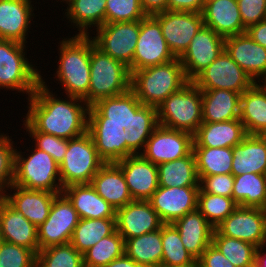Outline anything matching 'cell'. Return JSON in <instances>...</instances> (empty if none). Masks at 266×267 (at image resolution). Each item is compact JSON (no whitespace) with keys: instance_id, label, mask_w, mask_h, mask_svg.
I'll return each mask as SVG.
<instances>
[{"instance_id":"d4e9b609","label":"cell","mask_w":266,"mask_h":267,"mask_svg":"<svg viewBox=\"0 0 266 267\" xmlns=\"http://www.w3.org/2000/svg\"><path fill=\"white\" fill-rule=\"evenodd\" d=\"M179 231L185 249L198 260L206 248L212 244L215 228L198 209L185 214L172 223Z\"/></svg>"},{"instance_id":"ba28073f","label":"cell","mask_w":266,"mask_h":267,"mask_svg":"<svg viewBox=\"0 0 266 267\" xmlns=\"http://www.w3.org/2000/svg\"><path fill=\"white\" fill-rule=\"evenodd\" d=\"M27 47L20 42L0 39V88L26 94V99L41 82V71L26 56Z\"/></svg>"},{"instance_id":"60d3db41","label":"cell","mask_w":266,"mask_h":267,"mask_svg":"<svg viewBox=\"0 0 266 267\" xmlns=\"http://www.w3.org/2000/svg\"><path fill=\"white\" fill-rule=\"evenodd\" d=\"M237 207L238 204L233 198L205 193L201 189L199 190L197 209L214 228Z\"/></svg>"},{"instance_id":"6da1fadb","label":"cell","mask_w":266,"mask_h":267,"mask_svg":"<svg viewBox=\"0 0 266 267\" xmlns=\"http://www.w3.org/2000/svg\"><path fill=\"white\" fill-rule=\"evenodd\" d=\"M42 76L24 113L36 131L69 140L84 135L101 119L83 99L69 95L63 99L53 93Z\"/></svg>"},{"instance_id":"680465c9","label":"cell","mask_w":266,"mask_h":267,"mask_svg":"<svg viewBox=\"0 0 266 267\" xmlns=\"http://www.w3.org/2000/svg\"><path fill=\"white\" fill-rule=\"evenodd\" d=\"M62 1H63V2H62ZM67 1H68V0H60V3L62 2V3H65V5H66ZM56 2H59V0H58V1L56 0Z\"/></svg>"},{"instance_id":"7402d4cb","label":"cell","mask_w":266,"mask_h":267,"mask_svg":"<svg viewBox=\"0 0 266 267\" xmlns=\"http://www.w3.org/2000/svg\"><path fill=\"white\" fill-rule=\"evenodd\" d=\"M0 231L5 242L39 251L37 227L5 198L0 200Z\"/></svg>"},{"instance_id":"d590c367","label":"cell","mask_w":266,"mask_h":267,"mask_svg":"<svg viewBox=\"0 0 266 267\" xmlns=\"http://www.w3.org/2000/svg\"><path fill=\"white\" fill-rule=\"evenodd\" d=\"M116 230V218L80 219L70 243L82 255Z\"/></svg>"},{"instance_id":"ffe728a7","label":"cell","mask_w":266,"mask_h":267,"mask_svg":"<svg viewBox=\"0 0 266 267\" xmlns=\"http://www.w3.org/2000/svg\"><path fill=\"white\" fill-rule=\"evenodd\" d=\"M224 50L254 82L266 81V48L247 33L226 37Z\"/></svg>"},{"instance_id":"ee69618b","label":"cell","mask_w":266,"mask_h":267,"mask_svg":"<svg viewBox=\"0 0 266 267\" xmlns=\"http://www.w3.org/2000/svg\"><path fill=\"white\" fill-rule=\"evenodd\" d=\"M146 16L140 0H106L105 23L141 21Z\"/></svg>"},{"instance_id":"83f0119b","label":"cell","mask_w":266,"mask_h":267,"mask_svg":"<svg viewBox=\"0 0 266 267\" xmlns=\"http://www.w3.org/2000/svg\"><path fill=\"white\" fill-rule=\"evenodd\" d=\"M62 193L71 202L80 219L116 218V210L106 202L91 184H71Z\"/></svg>"},{"instance_id":"f1b7e54d","label":"cell","mask_w":266,"mask_h":267,"mask_svg":"<svg viewBox=\"0 0 266 267\" xmlns=\"http://www.w3.org/2000/svg\"><path fill=\"white\" fill-rule=\"evenodd\" d=\"M245 173L266 175V139L263 135H247L233 147V176Z\"/></svg>"},{"instance_id":"c3c4849f","label":"cell","mask_w":266,"mask_h":267,"mask_svg":"<svg viewBox=\"0 0 266 267\" xmlns=\"http://www.w3.org/2000/svg\"><path fill=\"white\" fill-rule=\"evenodd\" d=\"M237 3L246 28L266 19V0H237Z\"/></svg>"},{"instance_id":"52a82bcc","label":"cell","mask_w":266,"mask_h":267,"mask_svg":"<svg viewBox=\"0 0 266 267\" xmlns=\"http://www.w3.org/2000/svg\"><path fill=\"white\" fill-rule=\"evenodd\" d=\"M154 123L194 135L202 124V90L192 81L169 95L148 116Z\"/></svg>"},{"instance_id":"cb8c5ba5","label":"cell","mask_w":266,"mask_h":267,"mask_svg":"<svg viewBox=\"0 0 266 267\" xmlns=\"http://www.w3.org/2000/svg\"><path fill=\"white\" fill-rule=\"evenodd\" d=\"M90 184L115 210L133 201L121 168L111 158L92 177Z\"/></svg>"},{"instance_id":"f546056e","label":"cell","mask_w":266,"mask_h":267,"mask_svg":"<svg viewBox=\"0 0 266 267\" xmlns=\"http://www.w3.org/2000/svg\"><path fill=\"white\" fill-rule=\"evenodd\" d=\"M240 121L249 135L266 133V84L255 82L241 94Z\"/></svg>"},{"instance_id":"91938a15","label":"cell","mask_w":266,"mask_h":267,"mask_svg":"<svg viewBox=\"0 0 266 267\" xmlns=\"http://www.w3.org/2000/svg\"><path fill=\"white\" fill-rule=\"evenodd\" d=\"M212 1H215V0H204V5H205L206 3H209V2H212Z\"/></svg>"},{"instance_id":"3957f363","label":"cell","mask_w":266,"mask_h":267,"mask_svg":"<svg viewBox=\"0 0 266 267\" xmlns=\"http://www.w3.org/2000/svg\"><path fill=\"white\" fill-rule=\"evenodd\" d=\"M131 72L99 50L90 34V87L83 100L101 117L119 120L128 107Z\"/></svg>"},{"instance_id":"681fc988","label":"cell","mask_w":266,"mask_h":267,"mask_svg":"<svg viewBox=\"0 0 266 267\" xmlns=\"http://www.w3.org/2000/svg\"><path fill=\"white\" fill-rule=\"evenodd\" d=\"M198 267H235L230 261L213 245L210 244L197 260Z\"/></svg>"},{"instance_id":"7c38bea8","label":"cell","mask_w":266,"mask_h":267,"mask_svg":"<svg viewBox=\"0 0 266 267\" xmlns=\"http://www.w3.org/2000/svg\"><path fill=\"white\" fill-rule=\"evenodd\" d=\"M80 217L71 202L63 194H58L46 221L37 227L39 250L66 244L71 241Z\"/></svg>"},{"instance_id":"d6a6232c","label":"cell","mask_w":266,"mask_h":267,"mask_svg":"<svg viewBox=\"0 0 266 267\" xmlns=\"http://www.w3.org/2000/svg\"><path fill=\"white\" fill-rule=\"evenodd\" d=\"M157 167L159 186L161 187L199 186V177L192 151L185 157L160 163Z\"/></svg>"},{"instance_id":"6f0895ef","label":"cell","mask_w":266,"mask_h":267,"mask_svg":"<svg viewBox=\"0 0 266 267\" xmlns=\"http://www.w3.org/2000/svg\"><path fill=\"white\" fill-rule=\"evenodd\" d=\"M2 242H3V239H2V233H1V231H0V245L2 244Z\"/></svg>"},{"instance_id":"f35d334b","label":"cell","mask_w":266,"mask_h":267,"mask_svg":"<svg viewBox=\"0 0 266 267\" xmlns=\"http://www.w3.org/2000/svg\"><path fill=\"white\" fill-rule=\"evenodd\" d=\"M212 244L235 267H255L256 246L249 242L221 235L216 229L213 232Z\"/></svg>"},{"instance_id":"4316f807","label":"cell","mask_w":266,"mask_h":267,"mask_svg":"<svg viewBox=\"0 0 266 267\" xmlns=\"http://www.w3.org/2000/svg\"><path fill=\"white\" fill-rule=\"evenodd\" d=\"M247 135L240 119L214 123L202 122L193 135V147L233 148Z\"/></svg>"},{"instance_id":"484cf974","label":"cell","mask_w":266,"mask_h":267,"mask_svg":"<svg viewBox=\"0 0 266 267\" xmlns=\"http://www.w3.org/2000/svg\"><path fill=\"white\" fill-rule=\"evenodd\" d=\"M204 25L226 38L246 33L237 0H215L202 11Z\"/></svg>"},{"instance_id":"7dc6e473","label":"cell","mask_w":266,"mask_h":267,"mask_svg":"<svg viewBox=\"0 0 266 267\" xmlns=\"http://www.w3.org/2000/svg\"><path fill=\"white\" fill-rule=\"evenodd\" d=\"M198 177L199 186L203 192L232 198L234 185V176L232 174H217L213 176Z\"/></svg>"},{"instance_id":"9c48e42d","label":"cell","mask_w":266,"mask_h":267,"mask_svg":"<svg viewBox=\"0 0 266 267\" xmlns=\"http://www.w3.org/2000/svg\"><path fill=\"white\" fill-rule=\"evenodd\" d=\"M31 146L22 152L16 149L15 177L13 185L26 189L62 193L60 168L54 158L45 151ZM27 153L29 154H26ZM27 155H25V154ZM23 154V155H22ZM25 156V157H24Z\"/></svg>"},{"instance_id":"db71d44e","label":"cell","mask_w":266,"mask_h":267,"mask_svg":"<svg viewBox=\"0 0 266 267\" xmlns=\"http://www.w3.org/2000/svg\"><path fill=\"white\" fill-rule=\"evenodd\" d=\"M103 267H144V266L137 264L133 259L124 254L123 256L114 259L108 265H105Z\"/></svg>"},{"instance_id":"8fae6325","label":"cell","mask_w":266,"mask_h":267,"mask_svg":"<svg viewBox=\"0 0 266 267\" xmlns=\"http://www.w3.org/2000/svg\"><path fill=\"white\" fill-rule=\"evenodd\" d=\"M92 32L95 35L91 36L94 45L125 64L132 73L133 54L140 33V21L105 23Z\"/></svg>"},{"instance_id":"8d00e7d4","label":"cell","mask_w":266,"mask_h":267,"mask_svg":"<svg viewBox=\"0 0 266 267\" xmlns=\"http://www.w3.org/2000/svg\"><path fill=\"white\" fill-rule=\"evenodd\" d=\"M198 176L231 174L233 148L192 147Z\"/></svg>"},{"instance_id":"816d5d0a","label":"cell","mask_w":266,"mask_h":267,"mask_svg":"<svg viewBox=\"0 0 266 267\" xmlns=\"http://www.w3.org/2000/svg\"><path fill=\"white\" fill-rule=\"evenodd\" d=\"M246 33L259 45L266 48V19L250 25Z\"/></svg>"},{"instance_id":"836d02e7","label":"cell","mask_w":266,"mask_h":267,"mask_svg":"<svg viewBox=\"0 0 266 267\" xmlns=\"http://www.w3.org/2000/svg\"><path fill=\"white\" fill-rule=\"evenodd\" d=\"M125 254L144 267H161L163 255L161 228L126 239Z\"/></svg>"},{"instance_id":"8992f818","label":"cell","mask_w":266,"mask_h":267,"mask_svg":"<svg viewBox=\"0 0 266 267\" xmlns=\"http://www.w3.org/2000/svg\"><path fill=\"white\" fill-rule=\"evenodd\" d=\"M58 45V62L54 74L65 95L83 99L90 87V35L63 37Z\"/></svg>"},{"instance_id":"d6986e66","label":"cell","mask_w":266,"mask_h":267,"mask_svg":"<svg viewBox=\"0 0 266 267\" xmlns=\"http://www.w3.org/2000/svg\"><path fill=\"white\" fill-rule=\"evenodd\" d=\"M163 224L149 200H133L116 210V230L124 240L158 230Z\"/></svg>"},{"instance_id":"4fadbf2b","label":"cell","mask_w":266,"mask_h":267,"mask_svg":"<svg viewBox=\"0 0 266 267\" xmlns=\"http://www.w3.org/2000/svg\"><path fill=\"white\" fill-rule=\"evenodd\" d=\"M192 82L199 89H224L239 94L255 83L225 50Z\"/></svg>"},{"instance_id":"ac0fdd59","label":"cell","mask_w":266,"mask_h":267,"mask_svg":"<svg viewBox=\"0 0 266 267\" xmlns=\"http://www.w3.org/2000/svg\"><path fill=\"white\" fill-rule=\"evenodd\" d=\"M200 186L161 187L152 194L149 202L164 224L173 223L197 209Z\"/></svg>"},{"instance_id":"ab89813d","label":"cell","mask_w":266,"mask_h":267,"mask_svg":"<svg viewBox=\"0 0 266 267\" xmlns=\"http://www.w3.org/2000/svg\"><path fill=\"white\" fill-rule=\"evenodd\" d=\"M125 254V240L115 230L83 254L84 267H103Z\"/></svg>"},{"instance_id":"5bb4252c","label":"cell","mask_w":266,"mask_h":267,"mask_svg":"<svg viewBox=\"0 0 266 267\" xmlns=\"http://www.w3.org/2000/svg\"><path fill=\"white\" fill-rule=\"evenodd\" d=\"M161 26L164 39L175 58H180L204 25L202 13L164 11L152 15Z\"/></svg>"},{"instance_id":"b9f144b4","label":"cell","mask_w":266,"mask_h":267,"mask_svg":"<svg viewBox=\"0 0 266 267\" xmlns=\"http://www.w3.org/2000/svg\"><path fill=\"white\" fill-rule=\"evenodd\" d=\"M37 260L44 267H84L83 255L70 242L39 250Z\"/></svg>"},{"instance_id":"277c9868","label":"cell","mask_w":266,"mask_h":267,"mask_svg":"<svg viewBox=\"0 0 266 267\" xmlns=\"http://www.w3.org/2000/svg\"><path fill=\"white\" fill-rule=\"evenodd\" d=\"M189 82L179 58L133 71L128 107L118 122L122 124L133 118L148 117L169 95Z\"/></svg>"},{"instance_id":"7a4b0ae2","label":"cell","mask_w":266,"mask_h":267,"mask_svg":"<svg viewBox=\"0 0 266 267\" xmlns=\"http://www.w3.org/2000/svg\"><path fill=\"white\" fill-rule=\"evenodd\" d=\"M121 137V124L101 118L84 135L68 140V148L59 165L62 187L90 184L92 177L110 159L114 144Z\"/></svg>"},{"instance_id":"5b68a950","label":"cell","mask_w":266,"mask_h":267,"mask_svg":"<svg viewBox=\"0 0 266 267\" xmlns=\"http://www.w3.org/2000/svg\"><path fill=\"white\" fill-rule=\"evenodd\" d=\"M121 137L144 159L155 165L185 157L193 147L191 133L160 126L148 117L123 122Z\"/></svg>"},{"instance_id":"4dcf8cb0","label":"cell","mask_w":266,"mask_h":267,"mask_svg":"<svg viewBox=\"0 0 266 267\" xmlns=\"http://www.w3.org/2000/svg\"><path fill=\"white\" fill-rule=\"evenodd\" d=\"M201 90L203 122L214 123L239 119L241 94L224 89Z\"/></svg>"},{"instance_id":"bcb514c9","label":"cell","mask_w":266,"mask_h":267,"mask_svg":"<svg viewBox=\"0 0 266 267\" xmlns=\"http://www.w3.org/2000/svg\"><path fill=\"white\" fill-rule=\"evenodd\" d=\"M37 254L29 248L3 241L0 245V267H34Z\"/></svg>"},{"instance_id":"7bdbcfd3","label":"cell","mask_w":266,"mask_h":267,"mask_svg":"<svg viewBox=\"0 0 266 267\" xmlns=\"http://www.w3.org/2000/svg\"><path fill=\"white\" fill-rule=\"evenodd\" d=\"M0 132V199H3L7 190L13 185L15 177V153L17 143L12 136Z\"/></svg>"},{"instance_id":"e0dca14e","label":"cell","mask_w":266,"mask_h":267,"mask_svg":"<svg viewBox=\"0 0 266 267\" xmlns=\"http://www.w3.org/2000/svg\"><path fill=\"white\" fill-rule=\"evenodd\" d=\"M225 49V38L203 25L192 38L189 47L179 58L185 75L192 81Z\"/></svg>"},{"instance_id":"f907efd6","label":"cell","mask_w":266,"mask_h":267,"mask_svg":"<svg viewBox=\"0 0 266 267\" xmlns=\"http://www.w3.org/2000/svg\"><path fill=\"white\" fill-rule=\"evenodd\" d=\"M204 0H167V11L202 13Z\"/></svg>"},{"instance_id":"2e32d148","label":"cell","mask_w":266,"mask_h":267,"mask_svg":"<svg viewBox=\"0 0 266 267\" xmlns=\"http://www.w3.org/2000/svg\"><path fill=\"white\" fill-rule=\"evenodd\" d=\"M215 229L223 236L262 246L266 244V209L238 206Z\"/></svg>"},{"instance_id":"74e56055","label":"cell","mask_w":266,"mask_h":267,"mask_svg":"<svg viewBox=\"0 0 266 267\" xmlns=\"http://www.w3.org/2000/svg\"><path fill=\"white\" fill-rule=\"evenodd\" d=\"M163 255L161 267L198 266L197 260L185 249L179 231L172 223L161 226Z\"/></svg>"},{"instance_id":"603a6c76","label":"cell","mask_w":266,"mask_h":267,"mask_svg":"<svg viewBox=\"0 0 266 267\" xmlns=\"http://www.w3.org/2000/svg\"><path fill=\"white\" fill-rule=\"evenodd\" d=\"M57 195V193L49 191L26 189L12 185L4 198L16 210L22 212L27 220L39 227L48 218L52 203Z\"/></svg>"},{"instance_id":"1f68e13d","label":"cell","mask_w":266,"mask_h":267,"mask_svg":"<svg viewBox=\"0 0 266 267\" xmlns=\"http://www.w3.org/2000/svg\"><path fill=\"white\" fill-rule=\"evenodd\" d=\"M66 4L63 15L71 23L70 28H78L76 35H90L105 24L106 0H68Z\"/></svg>"},{"instance_id":"9a60e30c","label":"cell","mask_w":266,"mask_h":267,"mask_svg":"<svg viewBox=\"0 0 266 267\" xmlns=\"http://www.w3.org/2000/svg\"><path fill=\"white\" fill-rule=\"evenodd\" d=\"M175 59L162 34L160 23L147 15L140 21V33L133 54L132 72Z\"/></svg>"},{"instance_id":"9f6ffc18","label":"cell","mask_w":266,"mask_h":267,"mask_svg":"<svg viewBox=\"0 0 266 267\" xmlns=\"http://www.w3.org/2000/svg\"><path fill=\"white\" fill-rule=\"evenodd\" d=\"M34 267H44V266L37 260Z\"/></svg>"},{"instance_id":"30bf717a","label":"cell","mask_w":266,"mask_h":267,"mask_svg":"<svg viewBox=\"0 0 266 267\" xmlns=\"http://www.w3.org/2000/svg\"><path fill=\"white\" fill-rule=\"evenodd\" d=\"M122 170L133 200H149L159 187L158 167L144 159L122 137L110 157Z\"/></svg>"},{"instance_id":"f5cc1de1","label":"cell","mask_w":266,"mask_h":267,"mask_svg":"<svg viewBox=\"0 0 266 267\" xmlns=\"http://www.w3.org/2000/svg\"><path fill=\"white\" fill-rule=\"evenodd\" d=\"M147 15H154L167 10V0H140Z\"/></svg>"},{"instance_id":"11a10c76","label":"cell","mask_w":266,"mask_h":267,"mask_svg":"<svg viewBox=\"0 0 266 267\" xmlns=\"http://www.w3.org/2000/svg\"><path fill=\"white\" fill-rule=\"evenodd\" d=\"M266 244L256 248L255 267H266Z\"/></svg>"},{"instance_id":"44dd1931","label":"cell","mask_w":266,"mask_h":267,"mask_svg":"<svg viewBox=\"0 0 266 267\" xmlns=\"http://www.w3.org/2000/svg\"><path fill=\"white\" fill-rule=\"evenodd\" d=\"M32 0H0V39L13 40L27 44L30 27H32ZM32 18V19H31Z\"/></svg>"},{"instance_id":"e575fe53","label":"cell","mask_w":266,"mask_h":267,"mask_svg":"<svg viewBox=\"0 0 266 267\" xmlns=\"http://www.w3.org/2000/svg\"><path fill=\"white\" fill-rule=\"evenodd\" d=\"M232 198L241 207L266 209V175L234 176Z\"/></svg>"},{"instance_id":"f6af8a7d","label":"cell","mask_w":266,"mask_h":267,"mask_svg":"<svg viewBox=\"0 0 266 267\" xmlns=\"http://www.w3.org/2000/svg\"><path fill=\"white\" fill-rule=\"evenodd\" d=\"M22 125H24L23 129L26 130L25 134L34 139L32 141L33 147L45 151L60 165L68 148V139L36 131L25 119Z\"/></svg>"}]
</instances>
